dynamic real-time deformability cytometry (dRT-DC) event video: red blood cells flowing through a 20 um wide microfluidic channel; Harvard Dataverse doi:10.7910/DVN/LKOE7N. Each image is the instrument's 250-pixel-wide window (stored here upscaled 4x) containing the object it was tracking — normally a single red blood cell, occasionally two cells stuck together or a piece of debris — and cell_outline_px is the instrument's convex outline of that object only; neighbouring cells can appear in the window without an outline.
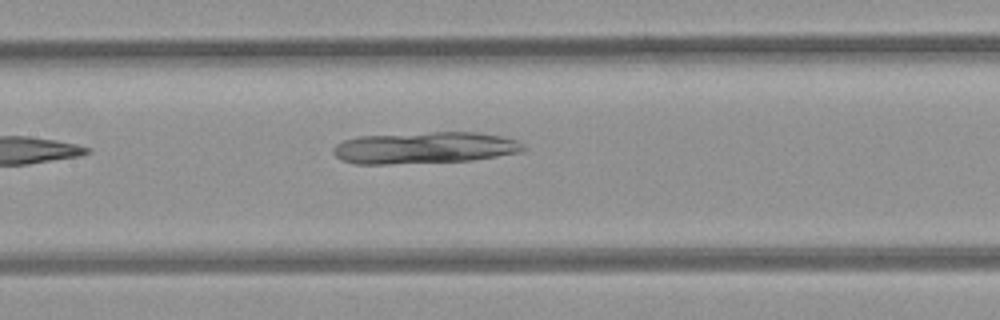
{"species": "common noctule bat (a hibernating species)", "species_latin": "Nyctalus noctula", "temperature_condition": "room temperature", "stored_images_in_passage": 5, "camera_frame_rate_fps": 3000, "um_per_image_px": 0.085, "animal": {"sex": "female", "body_mass_g": 21.9}, "frame": {"image": 1, "passage_image": 5, "time_ms": 1.333, "image_size_px": [1000, 320], "cell_outline_px": [[528, 148], [524, 152], [472, 160], [388, 164], [356, 164], [340, 160], [332, 152], [332, 148], [336, 144], [344, 140], [360, 136], [432, 132], [476, 132], [500, 136], [516, 140], [524, 144]], "centroid_in_image_um": [36.11, 12.56], "position_along_channel_um": 171.3, "area_um2": 35.26}}